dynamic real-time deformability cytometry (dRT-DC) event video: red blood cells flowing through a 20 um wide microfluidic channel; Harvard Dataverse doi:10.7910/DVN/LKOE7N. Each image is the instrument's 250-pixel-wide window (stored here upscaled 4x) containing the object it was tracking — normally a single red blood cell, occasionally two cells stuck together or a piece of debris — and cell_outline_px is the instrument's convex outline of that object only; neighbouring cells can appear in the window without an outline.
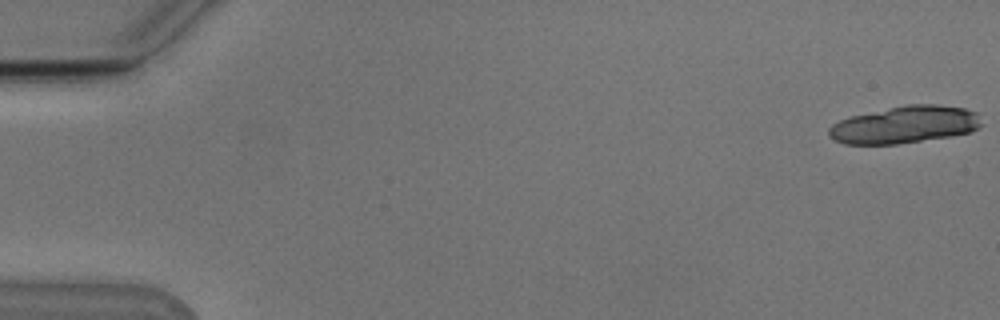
{"species": "Egyptian fruit bat (a non-hibernating species)", "species_latin": "Rousettus aegyptiacus", "temperature_condition": "cold", "stored_images_in_passage": 20, "camera_frame_rate_fps": 3000, "um_per_image_px": 0.085, "animal": {"sex": "male"}, "frame": {"image": 1, "passage_image": 1, "time_ms": 0.0, "image_size_px": [1000, 320], "cell_outline_px": [[984, 124], [972, 132], [952, 136], [896, 144], [844, 144], [828, 136], [828, 128], [832, 124], [848, 116], [904, 104], [940, 104], [964, 108], [976, 112]], "centroid_in_image_um": [76.92, 10.59], "position_along_channel_um": 8.1, "area_um2": 33.58}}